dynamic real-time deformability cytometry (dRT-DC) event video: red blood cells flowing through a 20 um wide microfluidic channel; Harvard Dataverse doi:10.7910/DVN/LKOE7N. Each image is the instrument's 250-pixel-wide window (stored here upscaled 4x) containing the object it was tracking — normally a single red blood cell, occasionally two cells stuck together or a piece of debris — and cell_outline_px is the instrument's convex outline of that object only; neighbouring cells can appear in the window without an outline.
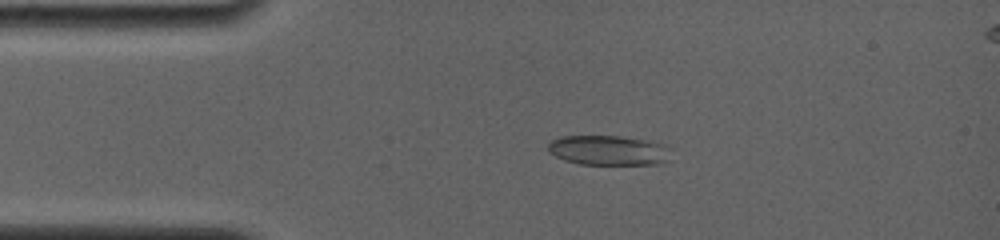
{"species": "common noctule bat (a hibernating species)", "species_latin": "Nyctalus noctula", "temperature_condition": "room temperature", "stored_images_in_passage": 5, "segment_of_instrument_passage": [1, 2], "camera_frame_rate_fps": 4000, "um_per_image_px": 0.085, "animal": {"sex": "female", "body_mass_g": 19.0, "forearm_length_mm": 56.7}, "frame": {"image": 1, "passage_image": 3, "time_ms": 2.25, "image_size_px": [1000, 240], "cell_outline_px": [[672, 148], [668, 160], [660, 164], [580, 164], [564, 160], [548, 152], [548, 144], [552, 140], [560, 136], [620, 136], [648, 140], [668, 144]], "centroid_in_image_um": [51.78, 12.77], "position_along_channel_um": 33.2, "area_um2": 21.68}}